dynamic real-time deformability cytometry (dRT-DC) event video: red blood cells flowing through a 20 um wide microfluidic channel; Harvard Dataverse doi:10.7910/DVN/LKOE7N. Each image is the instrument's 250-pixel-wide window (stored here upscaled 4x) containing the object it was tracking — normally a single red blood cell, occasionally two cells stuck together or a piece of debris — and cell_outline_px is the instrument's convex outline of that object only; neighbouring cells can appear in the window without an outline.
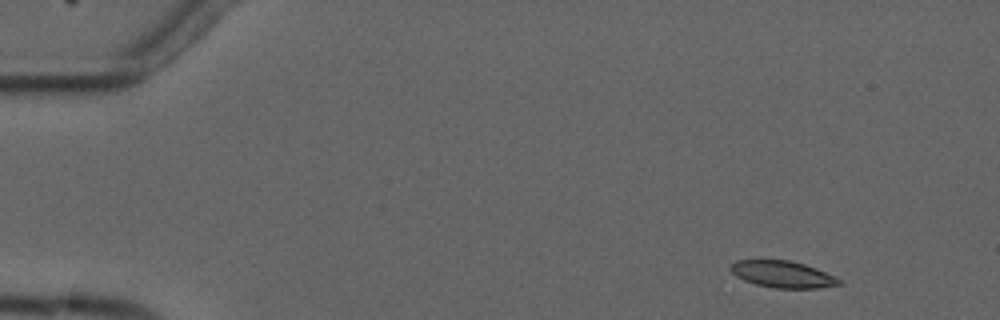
{"species": "common noctule bat (a hibernating species)", "species_latin": "Nyctalus noctula", "temperature_condition": "cold", "stored_images_in_passage": 4, "camera_frame_rate_fps": 3000, "um_per_image_px": 0.085, "animal": {"sex": "male", "forearm_length_mm": 52.5}, "frame": {"image": 1, "passage_image": 1, "time_ms": 0.0, "image_size_px": [1000, 320], "cell_outline_px": [[844, 284], [820, 288], [776, 288], [756, 284], [744, 280], [736, 276], [728, 268], [736, 260], [788, 260], [804, 264], [816, 268], [840, 280]], "centroid_in_image_um": [66.51, 23.31], "position_along_channel_um": 18.5, "area_um2": 16.76}}
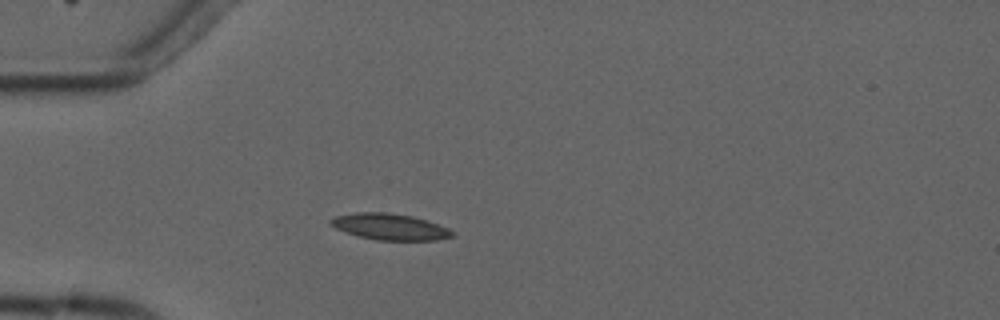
{"frame": {"image": 2, "passage_image": 4, "time_ms": 3.333, "image_size_px": [1000, 320], "cell_outline_px": [[452, 236], [436, 240], [376, 240], [356, 236], [344, 232], [336, 228], [328, 220], [336, 216], [356, 212], [388, 212], [412, 216], [448, 228], [452, 232]], "centroid_in_image_um": [33.07, 19.27], "position_along_channel_um": 51.9, "area_um2": 18.44}}